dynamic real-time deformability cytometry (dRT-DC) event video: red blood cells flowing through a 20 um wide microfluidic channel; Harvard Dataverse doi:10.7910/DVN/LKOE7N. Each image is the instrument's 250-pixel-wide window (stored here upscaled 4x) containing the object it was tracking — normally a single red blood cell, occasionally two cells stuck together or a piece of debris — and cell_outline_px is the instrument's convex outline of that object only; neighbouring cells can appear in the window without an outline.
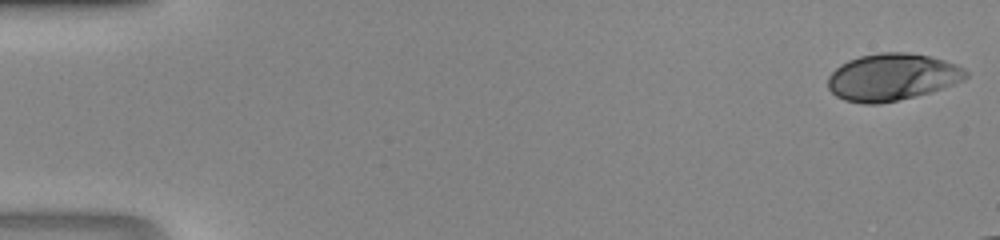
{"species": "human", "species_latin": "Homo sapiens", "temperature_condition": "room temperature", "stored_images_in_passage": 14, "camera_frame_rate_fps": 3000, "um_per_image_px": 0.085, "donor": {"sex": "male"}, "frame": {"image": 1, "passage_image": 1, "time_ms": 0.0, "image_size_px": [1000, 240], "cell_outline_px": [[968, 76], [964, 80], [928, 92], [880, 104], [864, 104], [844, 100], [836, 96], [828, 88], [828, 76], [840, 64], [848, 60], [860, 56], [880, 52], [908, 52], [928, 56], [944, 60], [956, 64], [964, 68], [968, 72]], "centroid_in_image_um": [75.8, 6.54], "position_along_channel_um": 9.2, "area_um2": 37.63}}